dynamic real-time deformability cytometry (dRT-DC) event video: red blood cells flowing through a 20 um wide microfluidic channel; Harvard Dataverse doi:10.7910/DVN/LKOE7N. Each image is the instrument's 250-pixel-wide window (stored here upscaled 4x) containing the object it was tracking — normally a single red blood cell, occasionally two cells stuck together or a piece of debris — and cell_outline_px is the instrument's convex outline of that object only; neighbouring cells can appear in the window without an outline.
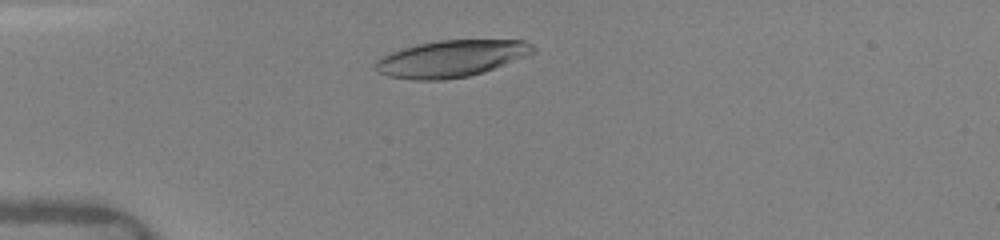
{"species": "human", "species_latin": "Homo sapiens", "temperature_condition": "warm", "stored_images_in_passage": 11, "camera_frame_rate_fps": 3000, "um_per_image_px": 0.085, "donor": {"sex": "female"}, "frame": {"image": 1, "passage_image": 5, "time_ms": 1.667, "image_size_px": [1000, 240], "cell_outline_px": [[536, 52], [484, 72], [468, 76], [440, 80], [412, 80], [388, 76], [376, 72], [376, 60], [380, 56], [416, 44], [440, 40], [524, 40], [532, 44], [536, 48]], "centroid_in_image_um": [38.35, 4.98], "position_along_channel_um": 46.7, "area_um2": 33.76}}
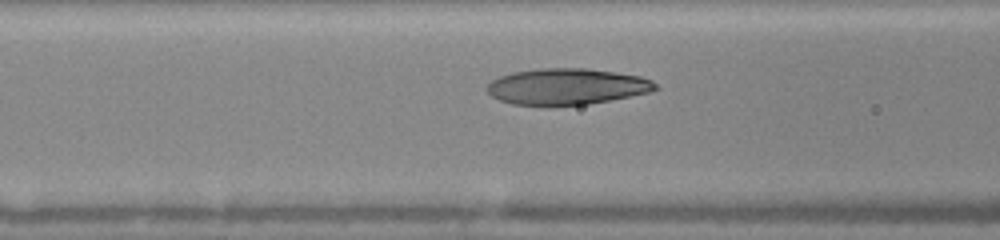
{"frame": {"image": 2, "passage_image": 10, "time_ms": 4.0, "image_size_px": [1000, 240], "cell_outline_px": [[660, 88], [648, 92], [588, 104], [512, 104], [500, 100], [492, 96], [484, 88], [492, 80], [500, 76], [512, 72], [540, 68], [584, 68], [640, 76], [652, 80]], "centroid_in_image_um": [48.15, 7.33], "position_along_channel_um": 118.5, "area_um2": 34.91}}